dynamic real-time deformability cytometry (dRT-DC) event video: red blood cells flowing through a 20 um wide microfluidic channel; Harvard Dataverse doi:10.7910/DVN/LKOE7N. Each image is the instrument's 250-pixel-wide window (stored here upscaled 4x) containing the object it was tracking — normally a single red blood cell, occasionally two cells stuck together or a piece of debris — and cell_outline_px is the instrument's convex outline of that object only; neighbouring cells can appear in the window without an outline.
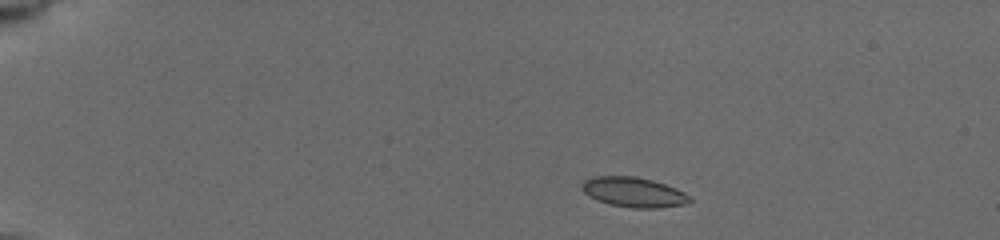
{"species": "common noctule bat (a hibernating species)", "species_latin": "Nyctalus noctula", "temperature_condition": "cold", "stored_images_in_passage": 16, "camera_frame_rate_fps": 3000, "um_per_image_px": 0.085, "animal": {"sex": "female", "body_mass_g": 19.5, "forearm_length_mm": 54.1}, "frame": {"image": 1, "passage_image": 7, "time_ms": 2.0, "image_size_px": [1000, 240], "cell_outline_px": [[692, 200], [684, 204], [660, 208], [632, 208], [608, 204], [588, 196], [580, 188], [580, 184], [584, 180], [592, 176], [636, 176], [652, 180], [676, 188], [684, 192]], "centroid_in_image_um": [53.81, 16.33], "position_along_channel_um": 31.2, "area_um2": 18.9}}
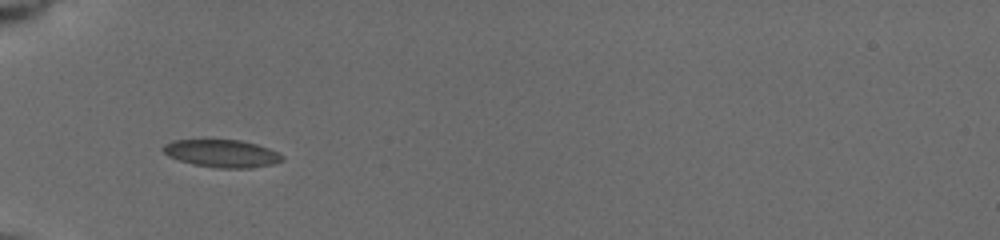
{"frame": {"image": 2, "passage_image": 13, "time_ms": 5.0, "image_size_px": [1000, 240], "cell_outline_px": [[284, 156], [280, 160], [272, 164], [248, 168], [220, 168], [192, 164], [168, 156], [160, 148], [164, 144], [172, 140], [240, 140], [256, 144], [268, 148]], "centroid_in_image_um": [18.8, 13.04], "position_along_channel_um": 66.2, "area_um2": 18.96}}
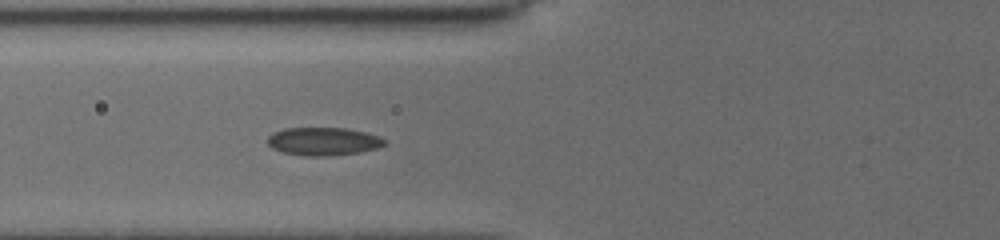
{"frame": {"image": 3, "passage_image": 16, "time_ms": 6.0, "image_size_px": [1000, 240], "cell_outline_px": [[388, 140], [384, 144], [376, 148], [360, 152], [332, 156], [300, 156], [284, 152], [272, 148], [268, 144], [268, 136], [272, 132], [284, 128], [344, 128], [364, 132], [380, 136]], "centroid_in_image_um": [27.47, 12.02], "position_along_channel_um": 98.3, "area_um2": 19.25}}